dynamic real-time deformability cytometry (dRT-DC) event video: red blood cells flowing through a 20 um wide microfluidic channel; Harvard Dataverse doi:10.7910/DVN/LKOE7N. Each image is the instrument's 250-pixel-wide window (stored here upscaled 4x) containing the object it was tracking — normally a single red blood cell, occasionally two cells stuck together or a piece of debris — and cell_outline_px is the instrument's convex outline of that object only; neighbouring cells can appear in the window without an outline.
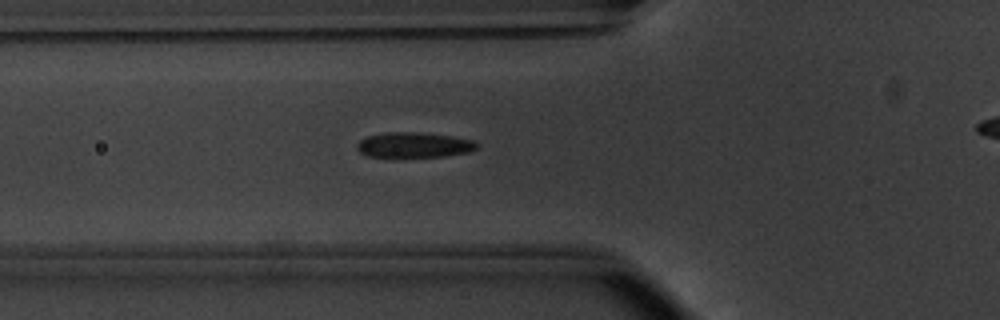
{"species": "common noctule bat (a hibernating species)", "species_latin": "Nyctalus noctula", "temperature_condition": "warm", "stored_images_in_passage": 47, "camera_frame_rate_fps": 3000, "um_per_image_px": 0.085, "animal": {"sex": "male", "body_mass_g": 20.1, "forearm_length_mm": 53.5}, "frame": {"image": 1, "passage_image": 19, "time_ms": 6.0, "image_size_px": [1000, 320], "cell_outline_px": [[480, 144], [476, 148], [468, 152], [448, 156], [368, 156], [360, 152], [356, 148], [356, 144], [360, 140], [368, 136], [388, 132], [416, 132], [452, 136], [476, 140]], "centroid_in_image_um": [35.23, 12.31], "position_along_channel_um": 90.6, "area_um2": 17.51}}
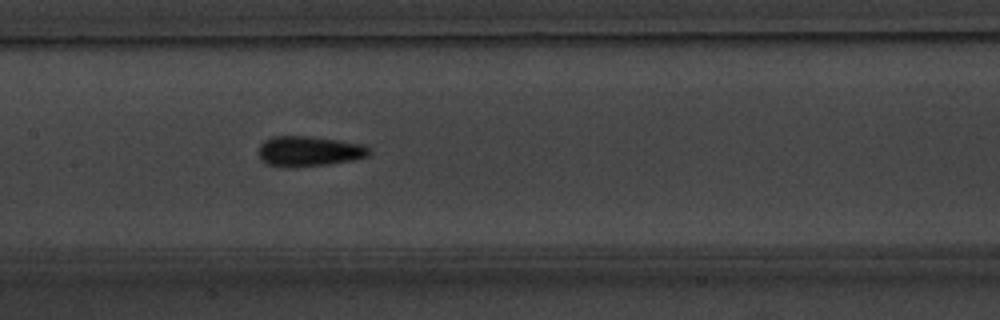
{"frame": {"image": 2, "passage_image": 26, "time_ms": 8.333, "image_size_px": [1000, 320], "cell_outline_px": [[372, 152], [368, 156], [352, 160], [328, 164], [296, 168], [284, 168], [268, 164], [260, 160], [260, 144], [264, 140], [276, 136], [308, 136], [364, 144], [372, 148]], "centroid_in_image_um": [26.29, 12.87], "position_along_channel_um": 181.1, "area_um2": 19.71}}
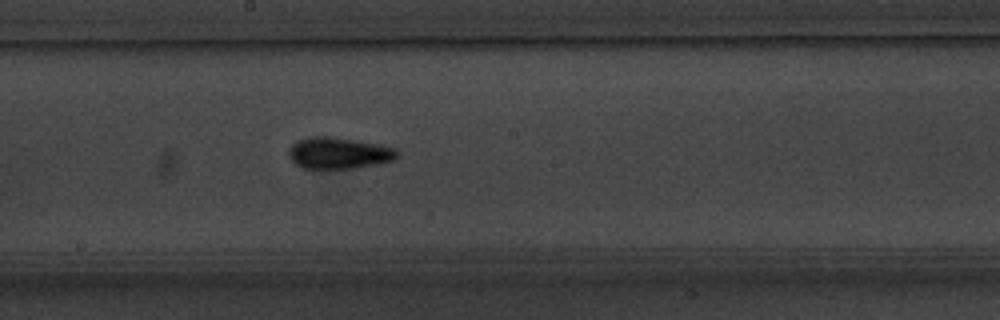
{"frame": {"image": 3, "passage_image": 29, "time_ms": 9.333, "image_size_px": [1000, 320], "cell_outline_px": [[396, 156], [392, 160], [376, 164], [356, 168], [320, 172], [300, 168], [288, 156], [288, 148], [296, 140], [308, 136], [328, 136], [380, 144], [396, 148]], "centroid_in_image_um": [28.68, 13.05], "position_along_channel_um": 219.5, "area_um2": 20.69}}